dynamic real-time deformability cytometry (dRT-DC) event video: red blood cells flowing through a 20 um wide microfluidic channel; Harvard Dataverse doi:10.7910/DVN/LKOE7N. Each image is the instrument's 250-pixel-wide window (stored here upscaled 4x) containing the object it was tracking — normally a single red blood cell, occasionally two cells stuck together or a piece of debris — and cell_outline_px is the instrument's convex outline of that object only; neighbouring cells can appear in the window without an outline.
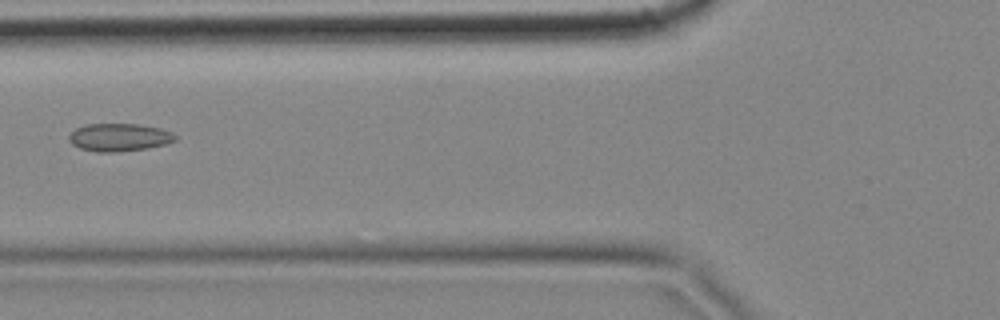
{"species": "common noctule bat (a hibernating species)", "species_latin": "Nyctalus noctula", "temperature_condition": "cold", "stored_images_in_passage": 10, "camera_frame_rate_fps": 3000, "um_per_image_px": 0.085, "animal": {"sex": "female", "body_mass_g": 18.4}, "frame": {"image": 1, "passage_image": 5, "time_ms": 1.333, "image_size_px": [1000, 320], "cell_outline_px": [[176, 140], [164, 144], [148, 148], [116, 152], [96, 152], [80, 148], [72, 144], [68, 140], [68, 136], [76, 128], [88, 124], [140, 124], [160, 128], [172, 132], [176, 136]], "centroid_in_image_um": [10.12, 11.67], "position_along_channel_um": 115.7, "area_um2": 17.22}}
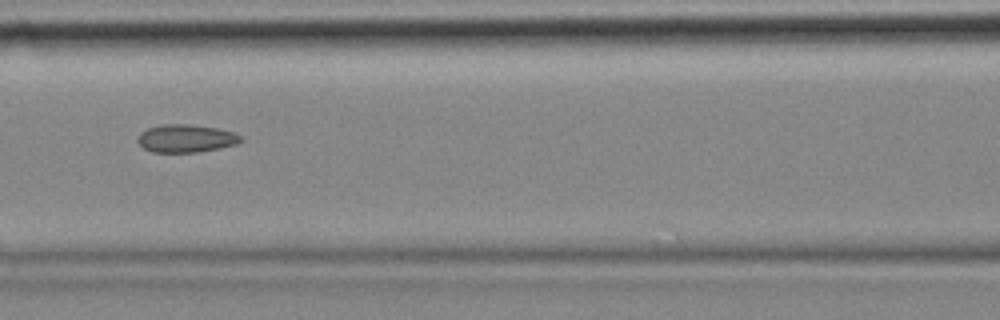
{"frame": {"image": 2, "passage_image": 6, "time_ms": 1.667, "image_size_px": [1000, 320], "cell_outline_px": [[244, 140], [236, 144], [220, 148], [196, 152], [152, 152], [144, 148], [136, 140], [140, 132], [148, 128], [164, 124], [192, 124], [216, 128], [232, 132], [244, 136]], "centroid_in_image_um": [15.82, 11.76], "position_along_channel_um": 150.8, "area_um2": 16.82}}
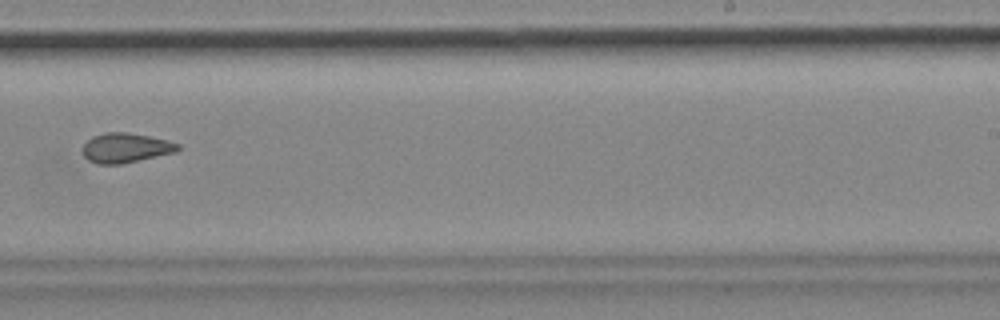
{"frame": {"image": 3, "passage_image": 9, "time_ms": 2.667, "image_size_px": [1000, 320], "cell_outline_px": [[180, 148], [176, 152], [120, 164], [96, 164], [88, 160], [84, 156], [80, 148], [92, 136], [104, 132], [128, 132], [168, 140], [180, 144]], "centroid_in_image_um": [10.65, 12.56], "position_along_channel_um": 278.4, "area_um2": 16.59}}